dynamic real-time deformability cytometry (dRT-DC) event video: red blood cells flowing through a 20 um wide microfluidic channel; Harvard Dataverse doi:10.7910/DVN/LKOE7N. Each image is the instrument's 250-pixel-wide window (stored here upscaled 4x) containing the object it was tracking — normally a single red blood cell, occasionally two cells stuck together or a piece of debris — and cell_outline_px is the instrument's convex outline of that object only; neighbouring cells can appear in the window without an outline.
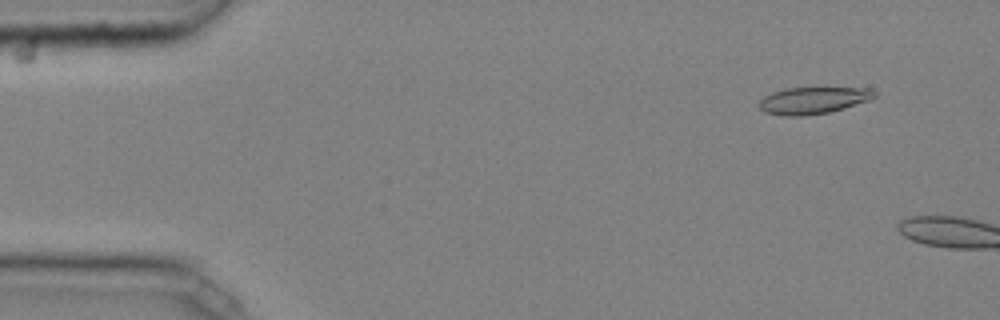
{"species": "common noctule bat (a hibernating species)", "species_latin": "Nyctalus noctula", "temperature_condition": "cold", "stored_images_in_passage": 10, "camera_frame_rate_fps": 3000, "um_per_image_px": 0.085, "animal": {"sex": "male", "body_mass_g": 20.4}, "frame": {"image": 1, "passage_image": 4, "time_ms": 1.0, "image_size_px": [1000, 320], "cell_outline_px": [[876, 96], [868, 100], [844, 108], [828, 112], [804, 116], [784, 116], [764, 112], [756, 104], [764, 96], [772, 92], [788, 88], [872, 88], [876, 92]], "centroid_in_image_um": [69.08, 8.54], "position_along_channel_um": 15.9, "area_um2": 18.03}}